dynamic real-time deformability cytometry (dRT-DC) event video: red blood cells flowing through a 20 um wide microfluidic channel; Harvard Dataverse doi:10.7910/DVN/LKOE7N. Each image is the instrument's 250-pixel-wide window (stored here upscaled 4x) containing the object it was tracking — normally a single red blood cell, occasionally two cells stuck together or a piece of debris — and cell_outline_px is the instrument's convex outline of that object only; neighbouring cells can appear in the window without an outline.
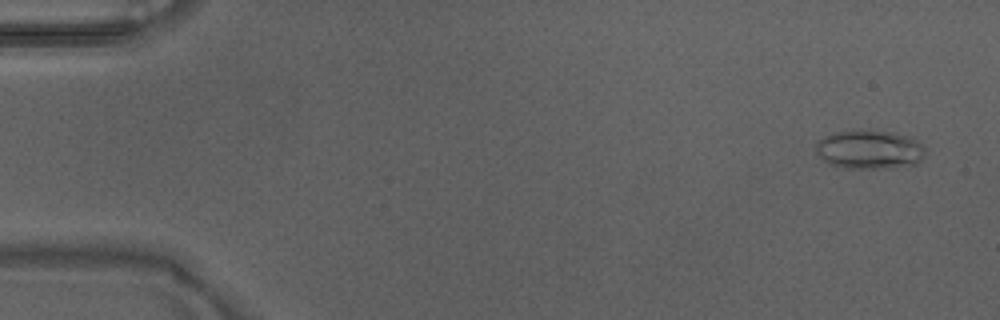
{"species": "Egyptian fruit bat (a non-hibernating species)", "species_latin": "Rousettus aegyptiacus", "temperature_condition": "warm", "stored_images_in_passage": 46, "camera_frame_rate_fps": 3000, "um_per_image_px": 0.085, "animal": {"sex": "male"}, "frame": {"image": 1, "passage_image": 3, "time_ms": 0.667, "image_size_px": [1000, 320], "cell_outline_px": [[924, 156], [916, 164], [876, 168], [844, 168], [828, 164], [816, 152], [816, 140], [824, 136], [836, 132], [892, 132], [908, 136], [920, 144], [924, 148]], "centroid_in_image_um": [73.86, 12.73], "position_along_channel_um": 11.1, "area_um2": 24.1}}
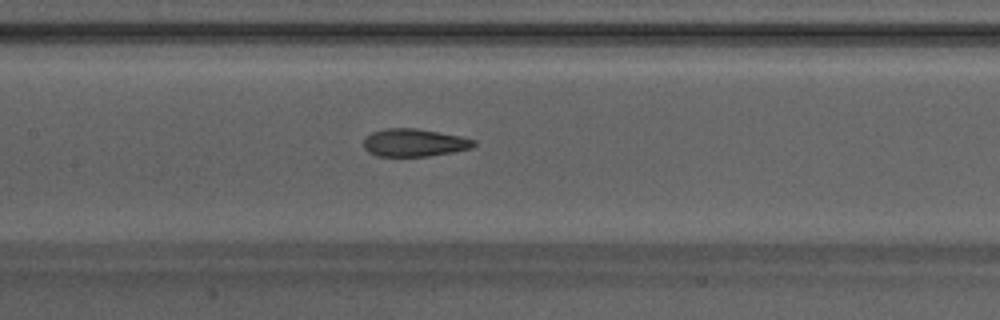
{"frame": {"image": 2, "passage_image": 24, "time_ms": 7.667, "image_size_px": [1000, 320], "cell_outline_px": [[476, 144], [472, 148], [452, 152], [428, 156], [376, 156], [368, 152], [364, 148], [364, 140], [372, 132], [384, 128], [416, 128], [460, 136], [476, 140]], "centroid_in_image_um": [35.21, 12.13], "position_along_channel_um": 172.2, "area_um2": 17.8}}
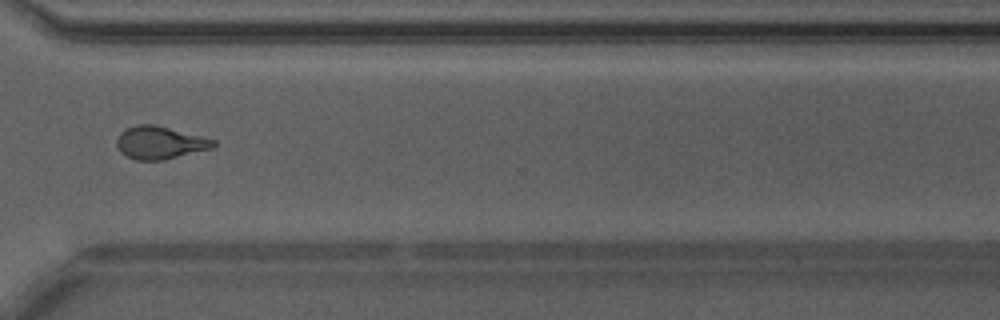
{"frame": {"image": 3, "passage_image": 37, "time_ms": 12.0, "image_size_px": [1000, 320], "cell_outline_px": [[216, 144], [212, 148], [164, 160], [136, 160], [120, 152], [116, 144], [116, 140], [120, 132], [136, 124], [156, 124], [216, 140]], "centroid_in_image_um": [13.58, 12.12], "position_along_channel_um": 357.0, "area_um2": 18.44}, "authors_computed_cell_mechanics": {"area_um2": 18.4382, "velocity_mm_per_s": 4.2673, "shape_relaxation_time_tau1_ms": null, "shape_relaxation_time_tau2_ms": 1.5868, "deformation_change_tau1": null, "deformation_change_tau2": 0.0894}}